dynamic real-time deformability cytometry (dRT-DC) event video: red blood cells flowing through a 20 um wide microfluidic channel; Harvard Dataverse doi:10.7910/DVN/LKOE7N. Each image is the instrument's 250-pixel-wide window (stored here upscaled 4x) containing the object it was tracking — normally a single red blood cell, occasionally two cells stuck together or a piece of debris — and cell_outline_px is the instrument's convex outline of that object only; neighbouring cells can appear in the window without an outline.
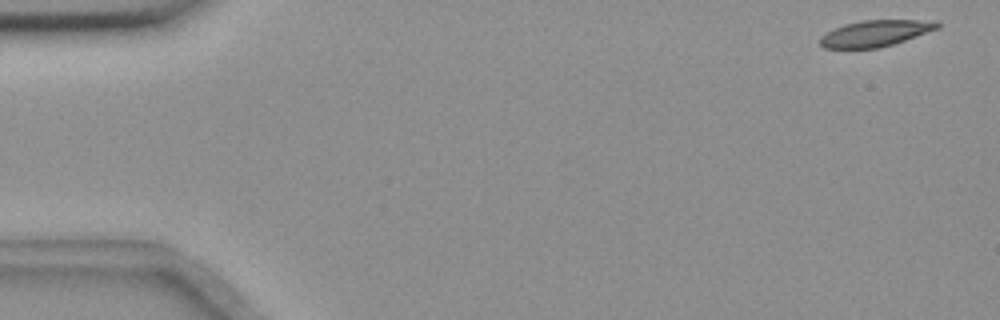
{"species": "common noctule bat (a hibernating species)", "species_latin": "Nyctalus noctula", "temperature_condition": "room temperature", "stored_images_in_passage": 16, "camera_frame_rate_fps": 3000, "um_per_image_px": 0.085, "animal": {"sex": "female", "body_mass_g": 18.4}, "frame": {"image": 1, "passage_image": 1, "time_ms": 0.0, "image_size_px": [1000, 320], "cell_outline_px": [[940, 28], [880, 48], [824, 48], [820, 44], [820, 36], [844, 24], [860, 20], [936, 20], [940, 24]], "centroid_in_image_um": [74.42, 2.82], "position_along_channel_um": 10.6, "area_um2": 17.86}}
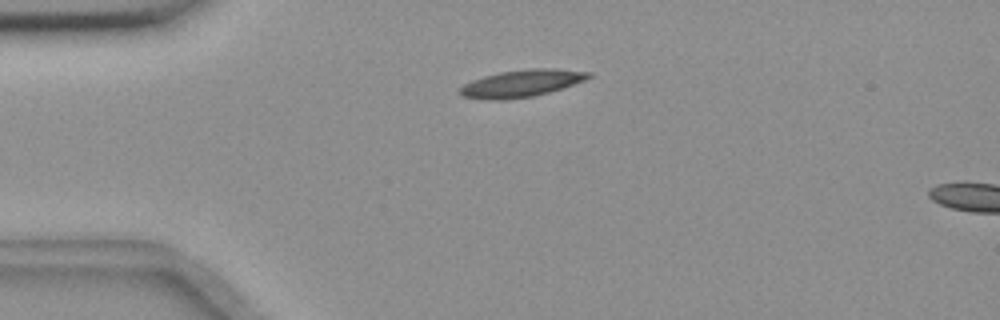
{"frame": {"image": 2, "passage_image": 12, "time_ms": 3.667, "image_size_px": [1000, 320], "cell_outline_px": [[592, 76], [584, 80], [548, 92], [532, 96], [504, 100], [480, 100], [464, 96], [460, 92], [460, 88], [464, 84], [472, 80], [484, 76], [500, 72], [528, 68], [556, 68], [592, 72]], "centroid_in_image_um": [44.32, 7.08], "position_along_channel_um": 40.7, "area_um2": 20.29}}